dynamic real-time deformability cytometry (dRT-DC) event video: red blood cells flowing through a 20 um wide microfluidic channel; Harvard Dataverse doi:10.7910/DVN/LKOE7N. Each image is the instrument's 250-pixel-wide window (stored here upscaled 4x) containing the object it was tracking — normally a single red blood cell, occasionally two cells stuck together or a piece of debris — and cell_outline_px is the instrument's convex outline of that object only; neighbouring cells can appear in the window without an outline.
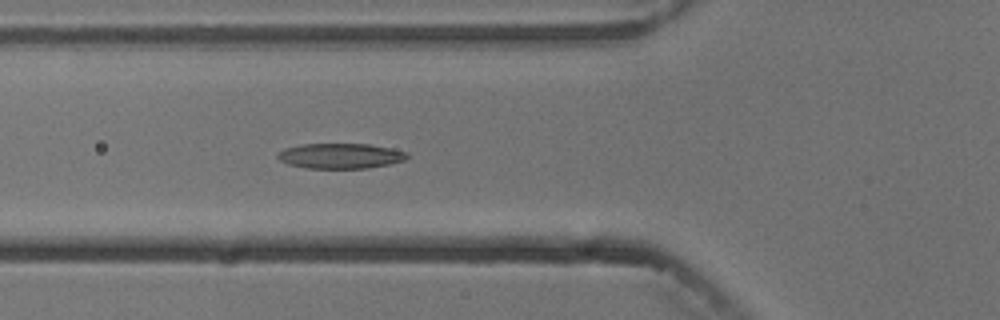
{"species": "common noctule bat (a hibernating species)", "species_latin": "Nyctalus noctula", "temperature_condition": "cold", "stored_images_in_passage": 5, "camera_frame_rate_fps": 3000, "um_per_image_px": 0.085, "animal": {"sex": "male", "body_mass_g": 13.3}, "frame": {"image": 1, "passage_image": 5, "time_ms": 5.333, "image_size_px": [1000, 320], "cell_outline_px": [[408, 156], [404, 160], [388, 164], [368, 168], [308, 168], [288, 164], [280, 160], [276, 156], [284, 148], [300, 144], [368, 144], [392, 148], [408, 152]], "centroid_in_image_um": [28.94, 13.24], "position_along_channel_um": 96.9, "area_um2": 18.96}}